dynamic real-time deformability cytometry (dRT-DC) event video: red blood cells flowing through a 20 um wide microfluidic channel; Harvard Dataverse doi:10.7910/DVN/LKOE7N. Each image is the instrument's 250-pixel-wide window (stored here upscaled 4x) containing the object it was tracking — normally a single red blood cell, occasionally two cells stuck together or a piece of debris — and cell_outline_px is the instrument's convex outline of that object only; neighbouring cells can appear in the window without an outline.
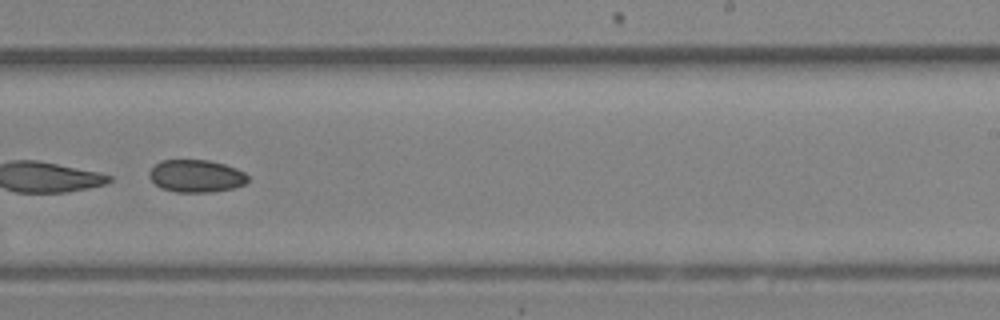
{"species": "Egyptian fruit bat (a non-hibernating species)", "species_latin": "Rousettus aegyptiacus", "temperature_condition": "room temperature", "stored_images_in_passage": 21, "camera_frame_rate_fps": 3000, "um_per_image_px": 0.085, "animal": {"sex": "female"}, "frame": {"image": 1, "passage_image": 18, "time_ms": 5.667, "image_size_px": [1000, 320], "cell_outline_px": [[248, 180], [244, 184], [232, 188], [212, 192], [176, 192], [160, 188], [148, 176], [148, 172], [160, 160], [208, 160], [224, 164], [236, 168], [244, 172], [248, 176]], "centroid_in_image_um": [16.66, 14.96], "position_along_channel_um": 272.3, "area_um2": 18.67}}